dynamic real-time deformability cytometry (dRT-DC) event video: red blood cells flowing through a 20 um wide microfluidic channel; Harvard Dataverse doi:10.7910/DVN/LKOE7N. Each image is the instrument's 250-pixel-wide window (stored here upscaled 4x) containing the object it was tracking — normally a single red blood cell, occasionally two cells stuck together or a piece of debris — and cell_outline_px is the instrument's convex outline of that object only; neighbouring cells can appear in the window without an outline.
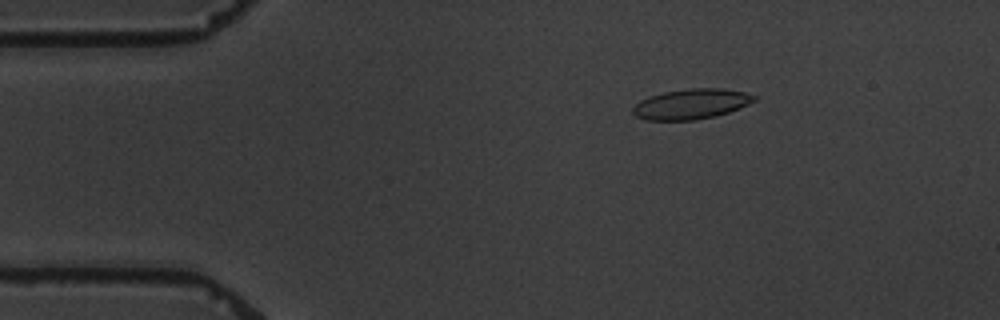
{"species": "common noctule bat (a hibernating species)", "species_latin": "Nyctalus noctula", "temperature_condition": "warm", "stored_images_in_passage": 5, "camera_frame_rate_fps": 3000, "um_per_image_px": 0.085, "animal": {"sex": "male", "body_mass_g": 19.5, "forearm_length_mm": 54.6}, "frame": {"image": 1, "passage_image": 3, "time_ms": 2.333, "image_size_px": [1000, 320], "cell_outline_px": [[756, 100], [740, 108], [716, 116], [696, 120], [648, 120], [636, 116], [632, 112], [632, 108], [640, 100], [648, 96], [664, 92], [688, 88], [724, 88], [744, 92], [756, 96]], "centroid_in_image_um": [58.75, 8.84], "position_along_channel_um": 26.2, "area_um2": 21.44}}